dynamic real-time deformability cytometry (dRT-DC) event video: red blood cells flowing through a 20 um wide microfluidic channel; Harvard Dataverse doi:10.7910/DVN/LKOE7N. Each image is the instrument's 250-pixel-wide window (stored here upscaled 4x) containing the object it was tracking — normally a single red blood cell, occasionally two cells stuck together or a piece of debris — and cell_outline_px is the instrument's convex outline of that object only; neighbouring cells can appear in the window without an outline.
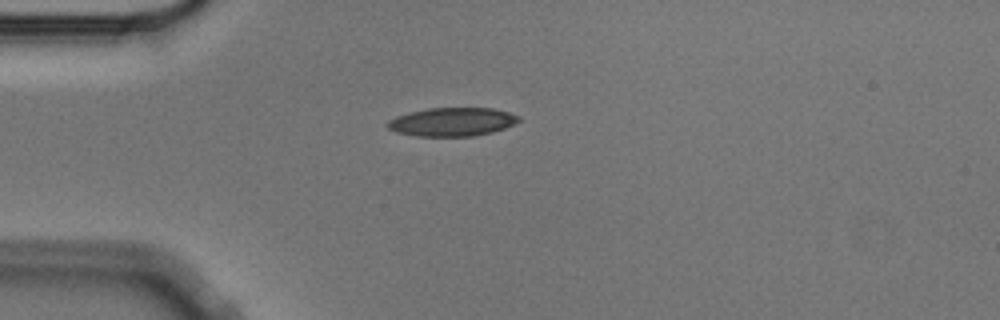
{"species": "Egyptian fruit bat (a non-hibernating species)", "species_latin": "Rousettus aegyptiacus", "temperature_condition": "cold", "stored_images_in_passage": 17, "camera_frame_rate_fps": 3000, "um_per_image_px": 0.085, "animal": {"sex": "male"}, "frame": {"image": 1, "passage_image": 1, "time_ms": 0.0, "image_size_px": [1000, 320], "cell_outline_px": [[520, 120], [516, 124], [492, 132], [472, 136], [416, 136], [396, 132], [388, 128], [384, 124], [388, 120], [396, 116], [408, 112], [428, 108], [492, 108], [508, 112], [520, 116]], "centroid_in_image_um": [38.41, 10.35], "position_along_channel_um": 46.6, "area_um2": 21.96}}
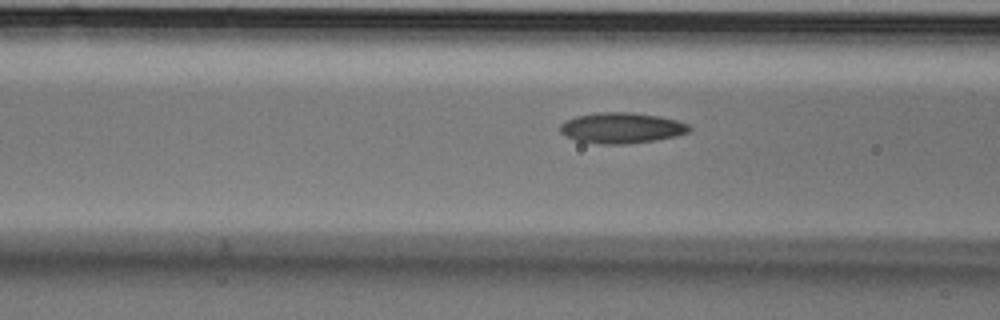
{"frame": {"image": 2, "passage_image": 8, "time_ms": 2.333, "image_size_px": [1000, 320], "cell_outline_px": [[692, 128], [688, 132], [676, 136], [656, 140], [628, 144], [600, 144], [576, 140], [564, 136], [560, 132], [560, 124], [564, 120], [576, 116], [600, 112], [632, 112], [660, 116], [676, 120], [688, 124]], "centroid_in_image_um": [52.82, 10.87], "position_along_channel_um": 113.8, "area_um2": 23.29}}
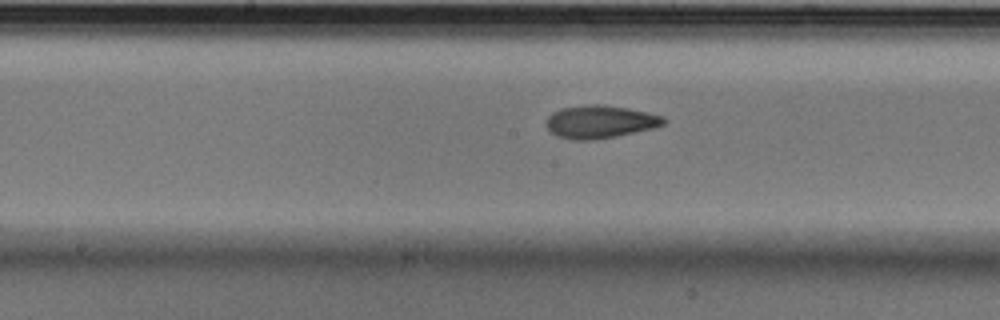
{"frame": {"image": 3, "passage_image": 15, "time_ms": 4.667, "image_size_px": [1000, 320], "cell_outline_px": [[668, 120], [664, 124], [652, 128], [616, 136], [592, 140], [572, 140], [556, 136], [548, 132], [544, 124], [544, 120], [552, 112], [560, 108], [592, 104], [604, 104], [628, 108], [648, 112], [664, 116]], "centroid_in_image_um": [50.95, 10.35], "position_along_channel_um": 197.3, "area_um2": 22.89}}